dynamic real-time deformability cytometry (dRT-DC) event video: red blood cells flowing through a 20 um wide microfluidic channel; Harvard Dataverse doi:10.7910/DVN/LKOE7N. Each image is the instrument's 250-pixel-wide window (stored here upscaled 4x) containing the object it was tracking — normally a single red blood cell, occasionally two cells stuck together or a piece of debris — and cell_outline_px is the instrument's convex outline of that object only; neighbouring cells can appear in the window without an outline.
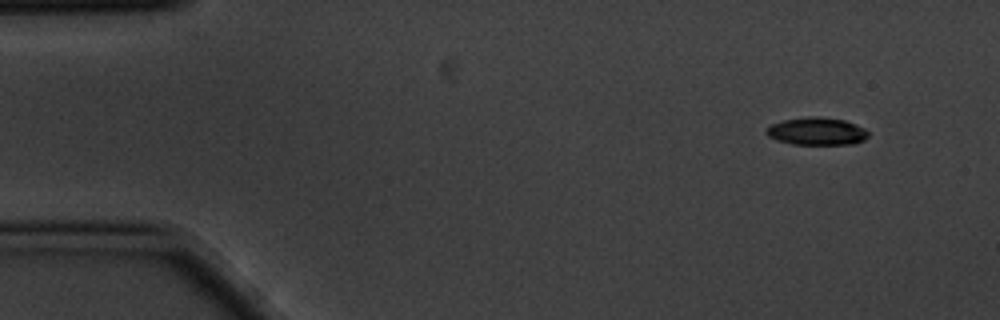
{"species": "common noctule bat (a hibernating species)", "species_latin": "Nyctalus noctula", "temperature_condition": "cold", "stored_images_in_passage": 5, "camera_frame_rate_fps": 3000, "um_per_image_px": 0.085, "animal": {"sex": "male", "body_mass_g": 20.1, "forearm_length_mm": 53.5}, "frame": {"image": 1, "passage_image": 1, "time_ms": 0.0, "image_size_px": [1000, 320], "cell_outline_px": [[868, 136], [864, 140], [852, 144], [792, 144], [776, 140], [768, 136], [764, 132], [772, 124], [784, 120], [808, 116], [820, 116], [844, 120], [856, 124], [864, 128], [868, 132]], "centroid_in_image_um": [69.43, 11.15], "position_along_channel_um": 15.6, "area_um2": 16.42}}
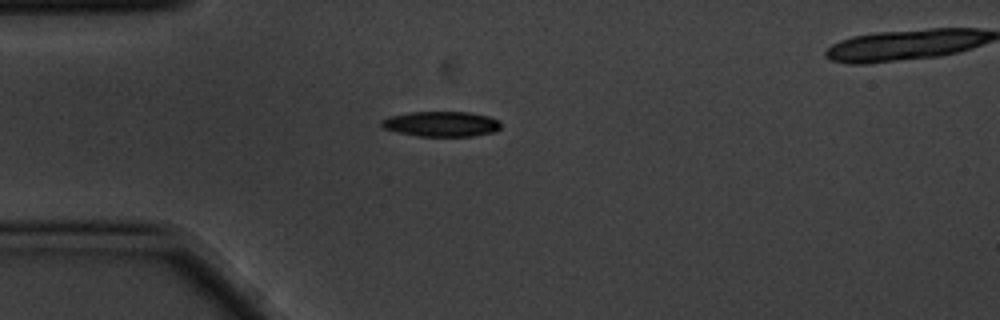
{"frame": {"image": 2, "passage_image": 4, "time_ms": 1.0, "image_size_px": [1000, 320], "cell_outline_px": [[500, 128], [496, 132], [472, 136], [416, 136], [396, 132], [380, 128], [380, 120], [388, 116], [408, 112], [468, 112], [488, 116], [500, 120]], "centroid_in_image_um": [37.46, 10.54], "position_along_channel_um": 47.5, "area_um2": 17.86}}